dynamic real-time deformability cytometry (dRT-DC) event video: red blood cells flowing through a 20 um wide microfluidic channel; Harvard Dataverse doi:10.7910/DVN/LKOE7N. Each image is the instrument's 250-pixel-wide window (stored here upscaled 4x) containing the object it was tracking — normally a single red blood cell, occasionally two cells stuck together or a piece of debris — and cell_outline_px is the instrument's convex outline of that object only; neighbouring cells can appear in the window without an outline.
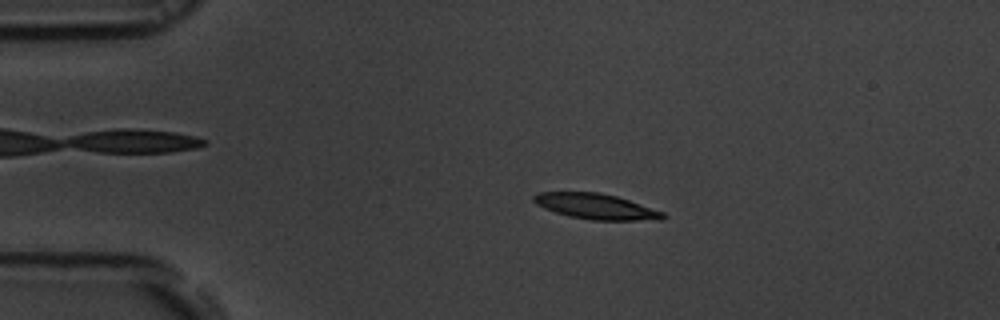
{"species": "common noctule bat (a hibernating species)", "species_latin": "Nyctalus noctula", "temperature_condition": "room temperature", "stored_images_in_passage": 47, "camera_frame_rate_fps": 3000, "um_per_image_px": 0.085, "animal": {"sex": "male", "body_mass_g": 19.5, "forearm_length_mm": 54.6}, "frame": {"image": 1, "passage_image": 4, "time_ms": 1.0, "image_size_px": [1000, 320], "cell_outline_px": [[668, 216], [664, 220], [592, 220], [568, 216], [544, 208], [536, 204], [532, 200], [532, 196], [536, 192], [600, 192], [616, 196], [664, 212]], "centroid_in_image_um": [50.66, 17.55], "position_along_channel_um": 34.3, "area_um2": 19.31}}
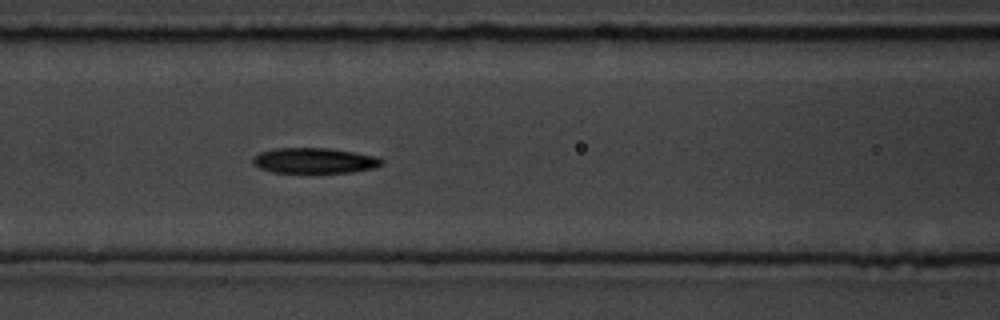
{"frame": {"image": 2, "passage_image": 16, "time_ms": 5.0, "image_size_px": [1000, 320], "cell_outline_px": [[384, 164], [376, 168], [352, 172], [312, 176], [272, 172], [260, 168], [252, 164], [252, 160], [260, 152], [272, 148], [324, 148], [380, 156], [384, 160]], "centroid_in_image_um": [26.76, 13.71], "position_along_channel_um": 139.8, "area_um2": 20.29}}
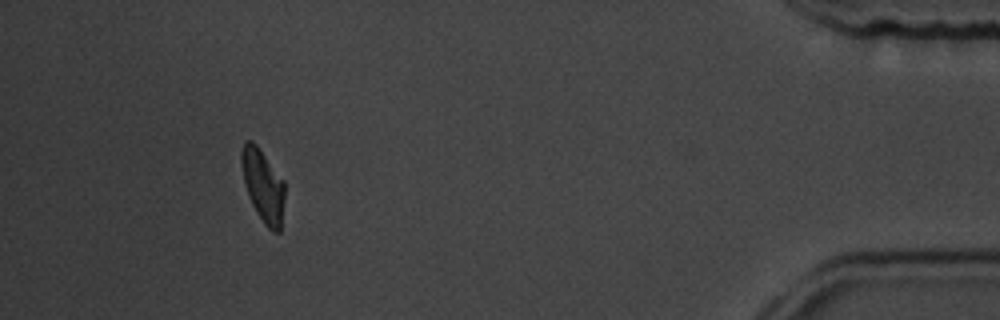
{"frame": {"image": 3, "passage_image": 43, "time_ms": 14.0, "image_size_px": [1000, 320], "cell_outline_px": [[284, 200], [280, 232], [272, 232], [264, 224], [256, 212], [248, 196], [240, 164], [240, 152], [244, 140], [252, 140], [256, 144], [284, 180]], "centroid_in_image_um": [22.34, 15.76], "position_along_channel_um": 412.9, "area_um2": 18.44}, "authors_computed_cell_mechanics": {"area_um2": 19.4786, "velocity_mm_per_s": 3.7292, "shape_relaxation_time_tau1_ms": 3.1475, "shape_relaxation_time_tau2_ms": 4.7839, "deformation_change_tau1": 0.1623, "deformation_change_tau2": 0.1055}}